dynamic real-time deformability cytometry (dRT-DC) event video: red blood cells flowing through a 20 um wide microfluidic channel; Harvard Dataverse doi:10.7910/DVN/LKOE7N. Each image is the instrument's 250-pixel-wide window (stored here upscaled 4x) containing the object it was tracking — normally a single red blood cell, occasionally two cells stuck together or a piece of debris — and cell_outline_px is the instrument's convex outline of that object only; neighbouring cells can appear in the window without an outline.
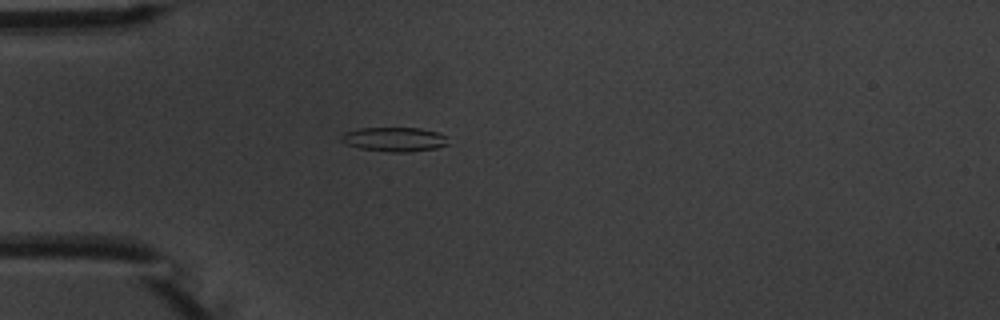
{"species": "common noctule bat (a hibernating species)", "species_latin": "Nyctalus noctula", "temperature_condition": "warm", "stored_images_in_passage": 4, "camera_frame_rate_fps": 3000, "um_per_image_px": 0.085, "animal": {"sex": "male", "body_mass_g": 20.1, "forearm_length_mm": 53.5}, "frame": {"image": 1, "passage_image": 4, "time_ms": 3.333, "image_size_px": [1000, 320], "cell_outline_px": [[448, 144], [436, 148], [408, 152], [392, 152], [360, 148], [348, 144], [340, 140], [340, 136], [344, 132], [360, 128], [420, 128], [436, 132], [448, 136]], "centroid_in_image_um": [33.54, 11.84], "position_along_channel_um": 51.5, "area_um2": 15.09}}